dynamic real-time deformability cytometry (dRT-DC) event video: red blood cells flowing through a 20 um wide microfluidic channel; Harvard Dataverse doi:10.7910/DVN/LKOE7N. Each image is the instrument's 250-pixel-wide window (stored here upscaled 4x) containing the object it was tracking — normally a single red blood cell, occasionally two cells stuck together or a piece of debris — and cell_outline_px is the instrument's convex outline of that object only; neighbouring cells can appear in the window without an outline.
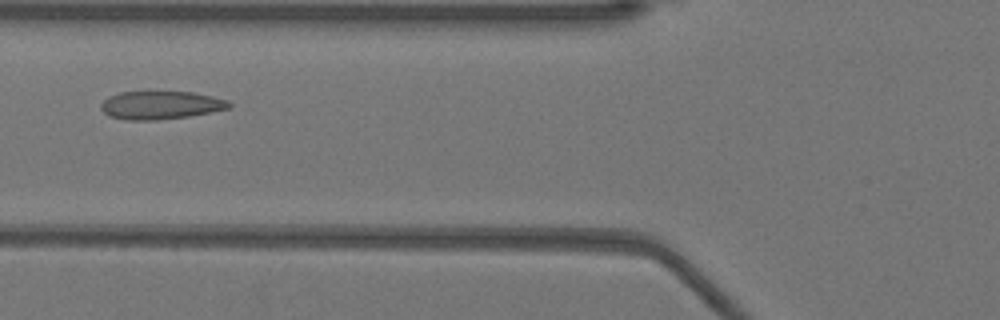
{"species": "Egyptian fruit bat (a non-hibernating species)", "species_latin": "Rousettus aegyptiacus", "temperature_condition": "warm", "stored_images_in_passage": 36, "camera_frame_rate_fps": 3000, "um_per_image_px": 0.085, "animal": {"sex": "female"}, "frame": {"image": 1, "passage_image": 12, "time_ms": 3.667, "image_size_px": [1000, 320], "cell_outline_px": [[232, 108], [212, 112], [188, 116], [156, 120], [124, 120], [108, 116], [100, 108], [100, 104], [108, 96], [120, 92], [148, 88], [192, 92], [212, 96], [228, 100], [232, 104]], "centroid_in_image_um": [13.63, 8.88], "position_along_channel_um": 112.2, "area_um2": 22.2}}
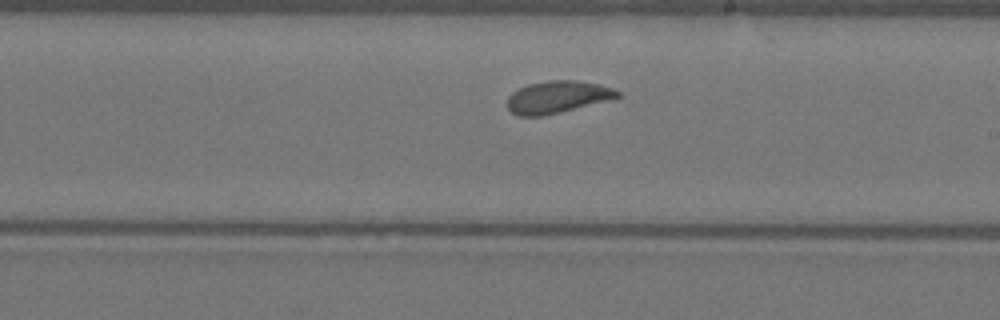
{"frame": {"image": 2, "passage_image": 22, "time_ms": 7.0, "image_size_px": [1000, 320], "cell_outline_px": [[620, 96], [612, 100], [540, 116], [520, 116], [512, 112], [508, 108], [508, 96], [512, 92], [528, 84], [548, 80], [576, 80], [600, 84], [612, 88], [620, 92]], "centroid_in_image_um": [47.41, 8.23], "position_along_channel_um": 241.6, "area_um2": 20.58}}
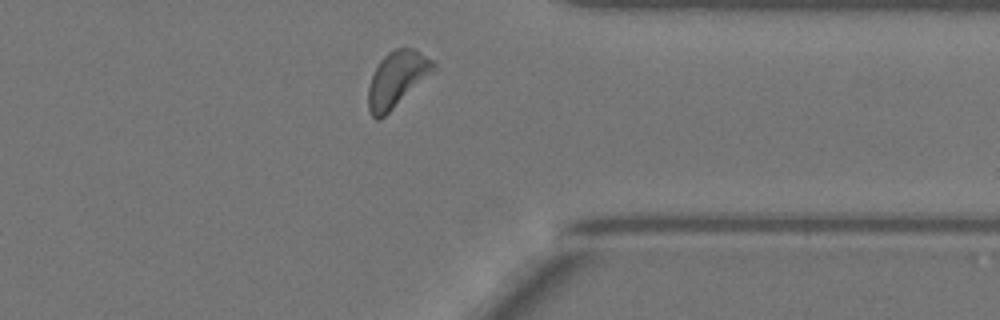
{"frame": {"image": 3, "passage_image": 33, "time_ms": 10.667, "image_size_px": [1000, 320], "cell_outline_px": [[436, 72], [380, 120], [376, 120], [372, 116], [368, 108], [368, 88], [372, 76], [380, 60], [392, 48], [416, 48], [436, 60]], "centroid_in_image_um": [33.81, 6.71], "position_along_channel_um": 377.6, "area_um2": 21.85}, "authors_computed_cell_mechanics": {"area_um2": 21.097, "velocity_mm_per_s": 3.8866, "shape_relaxation_time_tau1_ms": 5.4155, "shape_relaxation_time_tau2_ms": 1.5365, "deformation_change_tau1": 0.1171, "deformation_change_tau2": 0.0754}}